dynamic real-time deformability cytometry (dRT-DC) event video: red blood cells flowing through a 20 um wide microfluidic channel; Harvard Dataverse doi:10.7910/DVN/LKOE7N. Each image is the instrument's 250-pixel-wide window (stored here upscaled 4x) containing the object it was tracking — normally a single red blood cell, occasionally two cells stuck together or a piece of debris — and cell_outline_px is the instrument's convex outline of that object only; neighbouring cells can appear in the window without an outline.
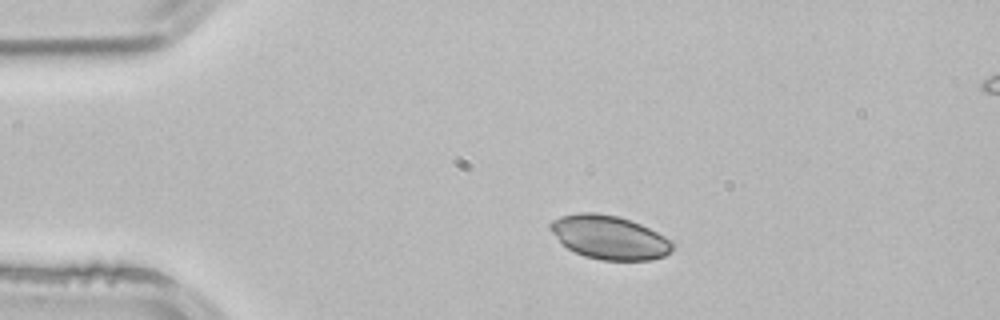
{"species": "common noctule bat (a hibernating species)", "species_latin": "Nyctalus noctula", "temperature_condition": "room temperature", "stored_images_in_passage": 50, "camera_frame_rate_fps": 3000, "um_per_image_px": 0.085, "animal": {"sex": "male", "body_mass_g": 21.5, "forearm_length_mm": 52.0}, "frame": {"image": 1, "passage_image": 8, "time_ms": 2.333, "image_size_px": [1000, 320], "cell_outline_px": [[676, 244], [664, 256], [652, 260], [600, 260], [584, 256], [568, 248], [548, 228], [548, 224], [552, 220], [560, 216], [580, 212], [596, 212], [616, 216], [640, 224], [672, 240]], "centroid_in_image_um": [51.79, 20.17], "position_along_channel_um": 33.2, "area_um2": 30.92}}
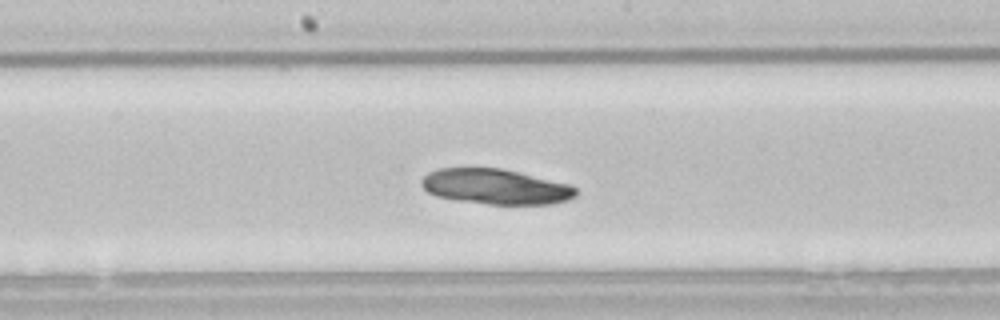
{"frame": {"image": 2, "passage_image": 25, "time_ms": 8.0, "image_size_px": [1000, 320], "cell_outline_px": [[576, 196], [568, 200], [552, 204], [488, 204], [456, 200], [436, 196], [428, 192], [420, 184], [420, 180], [428, 172], [436, 168], [500, 168], [572, 184], [576, 188]], "centroid_in_image_um": [42.12, 15.86], "position_along_channel_um": 206.1, "area_um2": 31.91}}
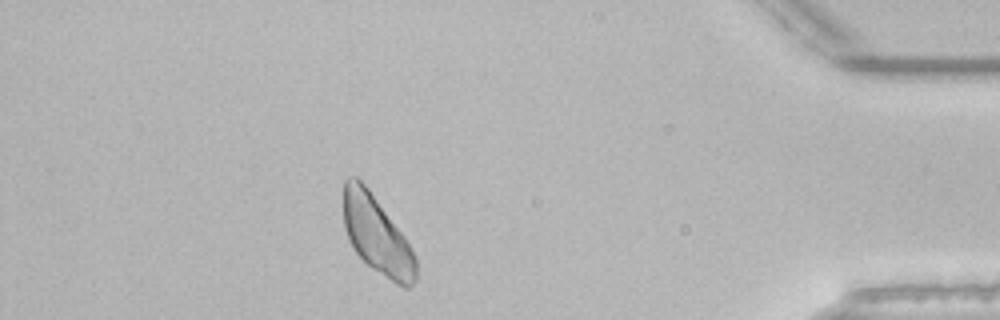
{"frame": {"image": 3, "passage_image": 44, "time_ms": 14.333, "image_size_px": [1000, 320], "cell_outline_px": [[416, 280], [408, 288], [404, 288], [396, 284], [372, 268], [352, 248], [348, 240], [344, 228], [344, 180], [348, 176], [356, 176], [368, 188], [404, 236], [412, 248], [416, 256]], "centroid_in_image_um": [32.03, 19.99], "position_along_channel_um": 403.2, "area_um2": 32.71}}